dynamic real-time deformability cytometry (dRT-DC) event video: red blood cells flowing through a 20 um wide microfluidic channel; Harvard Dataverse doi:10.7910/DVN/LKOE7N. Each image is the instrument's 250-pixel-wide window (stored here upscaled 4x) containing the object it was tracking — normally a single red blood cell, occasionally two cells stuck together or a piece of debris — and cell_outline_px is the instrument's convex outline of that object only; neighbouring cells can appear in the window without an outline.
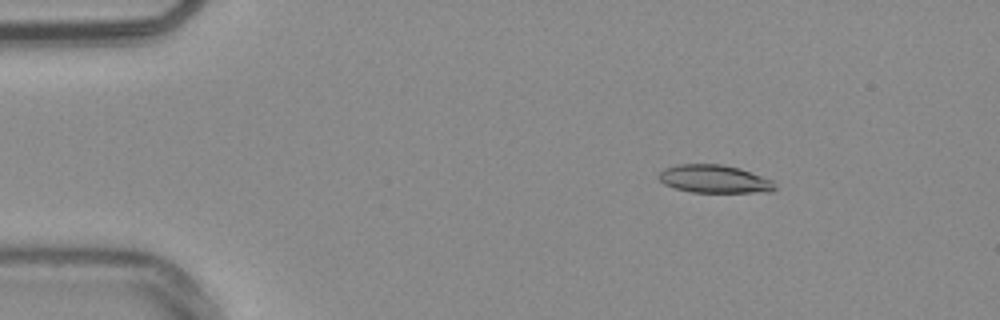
{"species": "common noctule bat (a hibernating species)", "species_latin": "Nyctalus noctula", "temperature_condition": "warm", "stored_images_in_passage": 48, "camera_frame_rate_fps": 3000, "um_per_image_px": 0.085, "animal": {"sex": "male", "body_mass_g": 20.4}, "frame": {"image": 1, "passage_image": 3, "time_ms": 0.667, "image_size_px": [1000, 320], "cell_outline_px": [[776, 188], [772, 192], [692, 192], [676, 188], [664, 184], [656, 176], [664, 168], [676, 164], [720, 164], [740, 168], [772, 180]], "centroid_in_image_um": [60.7, 15.21], "position_along_channel_um": 24.3, "area_um2": 18.96}}
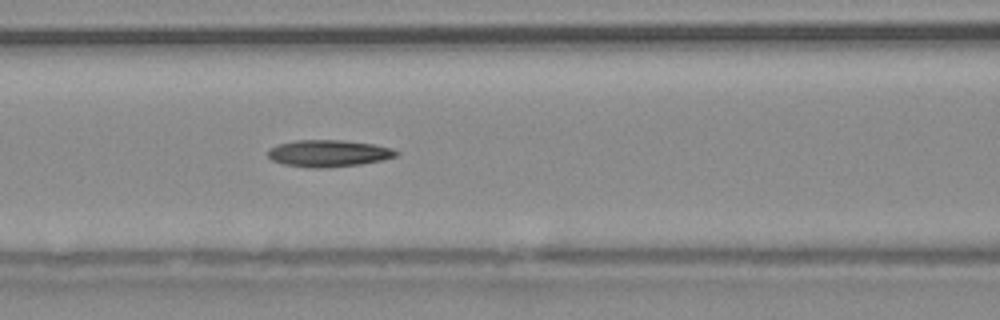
{"frame": {"image": 2, "passage_image": 18, "time_ms": 5.667, "image_size_px": [1000, 320], "cell_outline_px": [[400, 152], [396, 156], [384, 160], [360, 164], [328, 168], [308, 168], [284, 164], [272, 160], [268, 156], [268, 148], [280, 144], [296, 140], [344, 140], [372, 144], [388, 148]], "centroid_in_image_um": [27.91, 13.04], "position_along_channel_um": 138.7, "area_um2": 20.06}}
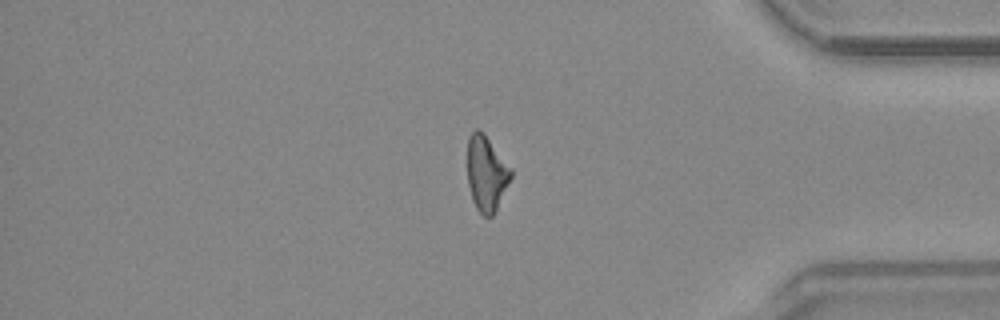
{"frame": {"image": 3, "passage_image": 40, "time_ms": 13.0, "image_size_px": [1000, 320], "cell_outline_px": [[512, 176], [496, 212], [492, 216], [484, 216], [476, 208], [472, 200], [468, 184], [468, 136], [476, 128], [480, 128], [484, 132], [512, 168]], "centroid_in_image_um": [41.36, 14.72], "position_along_channel_um": 393.8, "area_um2": 19.36}, "authors_computed_cell_mechanics": {"area_um2": 19.6231, "velocity_mm_per_s": 3.8168, "shape_relaxation_time_tau1_ms": 9.7411, "shape_relaxation_time_tau2_ms": null, "deformation_change_tau1": 0.2171, "deformation_change_tau2": null}}